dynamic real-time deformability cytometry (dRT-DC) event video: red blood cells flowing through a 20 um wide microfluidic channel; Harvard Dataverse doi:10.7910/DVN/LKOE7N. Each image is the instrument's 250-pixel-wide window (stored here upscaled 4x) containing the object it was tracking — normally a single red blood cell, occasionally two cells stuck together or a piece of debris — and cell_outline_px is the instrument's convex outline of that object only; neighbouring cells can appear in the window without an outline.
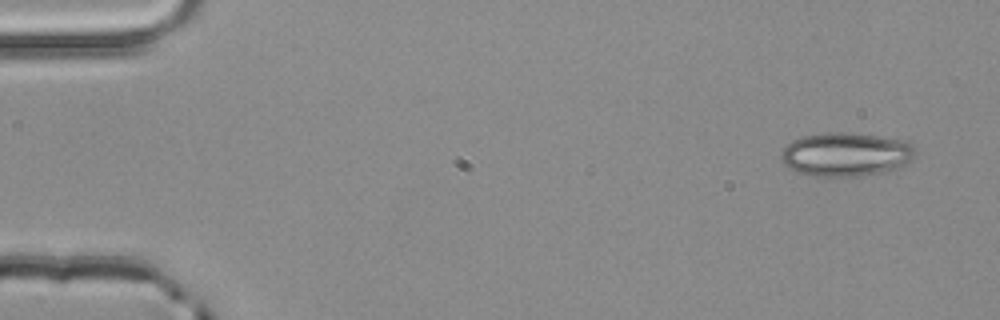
{"species": "common noctule bat (a hibernating species)", "species_latin": "Nyctalus noctula", "temperature_condition": "room temperature", "stored_images_in_passage": 3, "camera_frame_rate_fps": 3000, "um_per_image_px": 0.085, "animal": {"sex": "male", "body_mass_g": 20.4}, "frame": {"image": 1, "passage_image": 1, "time_ms": 0.0, "image_size_px": [1000, 320], "cell_outline_px": [[916, 152], [900, 168], [884, 172], [856, 176], [816, 176], [800, 172], [788, 168], [784, 164], [780, 156], [780, 152], [792, 140], [804, 136], [828, 132], [848, 132], [904, 140], [912, 144], [916, 148]], "centroid_in_image_um": [71.89, 13.11], "position_along_channel_um": 13.1, "area_um2": 34.1}}